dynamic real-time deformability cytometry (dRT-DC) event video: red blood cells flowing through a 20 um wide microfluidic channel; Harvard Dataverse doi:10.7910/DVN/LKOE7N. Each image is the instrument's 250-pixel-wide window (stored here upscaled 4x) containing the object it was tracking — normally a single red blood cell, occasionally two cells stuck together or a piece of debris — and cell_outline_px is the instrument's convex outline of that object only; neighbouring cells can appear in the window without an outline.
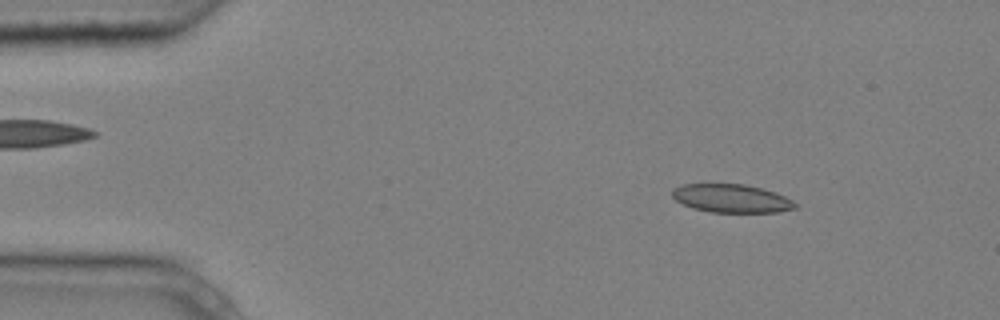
{"species": "common noctule bat (a hibernating species)", "species_latin": "Nyctalus noctula", "temperature_condition": "cold", "stored_images_in_passage": 4, "camera_frame_rate_fps": 3000, "um_per_image_px": 0.085, "animal": {"sex": "male", "body_mass_g": 20.4}, "frame": {"image": 1, "passage_image": 1, "time_ms": 0.0, "image_size_px": [1000, 320], "cell_outline_px": [[796, 208], [776, 212], [712, 212], [692, 208], [676, 200], [672, 196], [672, 188], [684, 184], [744, 184], [776, 192], [792, 200], [796, 204]], "centroid_in_image_um": [62.16, 16.86], "position_along_channel_um": 22.8, "area_um2": 20.17}}